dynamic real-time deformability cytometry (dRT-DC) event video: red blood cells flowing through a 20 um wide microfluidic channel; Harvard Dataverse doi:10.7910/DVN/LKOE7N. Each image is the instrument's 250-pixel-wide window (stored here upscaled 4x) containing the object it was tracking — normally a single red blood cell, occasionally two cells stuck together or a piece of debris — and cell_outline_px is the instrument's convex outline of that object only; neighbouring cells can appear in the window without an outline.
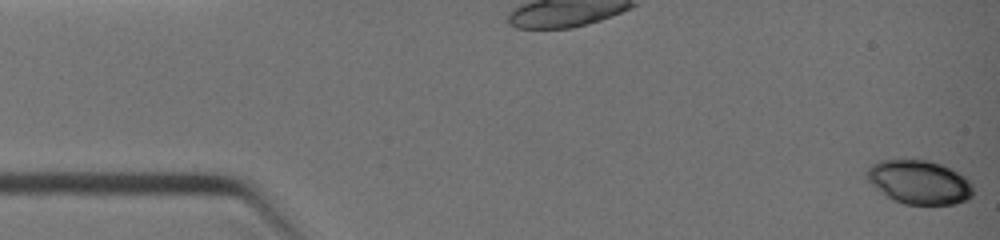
{"species": "common noctule bat (a hibernating species)", "species_latin": "Nyctalus noctula", "temperature_condition": "warm", "stored_images_in_passage": 10, "camera_frame_rate_fps": 3000, "um_per_image_px": 0.085, "animal": {"sex": "female", "body_mass_g": 19.0, "forearm_length_mm": 51.5}, "frame": {"image": 1, "passage_image": 1, "time_ms": 0.0, "image_size_px": [1000, 240], "cell_outline_px": [[972, 196], [968, 200], [956, 204], [904, 204], [888, 196], [872, 184], [868, 180], [868, 168], [872, 164], [880, 160], [928, 160], [940, 164], [964, 176], [972, 184]], "centroid_in_image_um": [78.17, 15.49], "position_along_channel_um": 6.8, "area_um2": 26.65}}
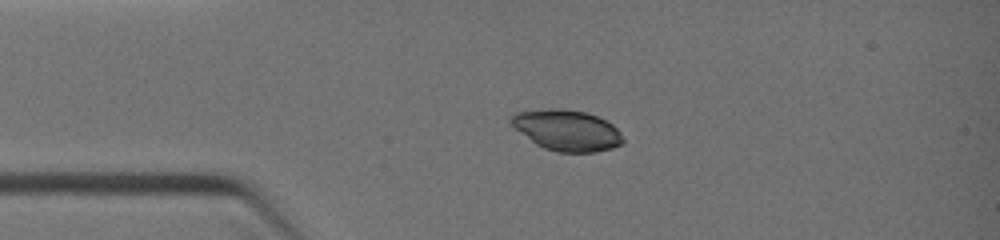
{"frame": {"image": 2, "passage_image": 7, "time_ms": 2.667, "image_size_px": [1000, 240], "cell_outline_px": [[624, 144], [612, 148], [596, 152], [560, 152], [544, 148], [536, 144], [516, 128], [508, 120], [516, 112], [552, 108], [564, 108], [588, 112], [612, 124], [620, 132], [624, 140]], "centroid_in_image_um": [48.22, 11.07], "position_along_channel_um": 36.8, "area_um2": 26.59}}
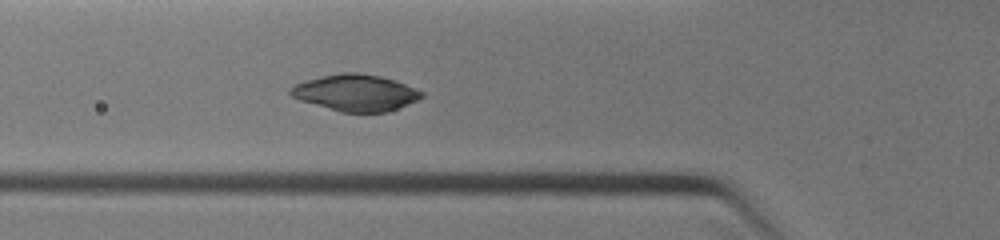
{"frame": {"image": 3, "passage_image": 10, "time_ms": 4.333, "image_size_px": [1000, 240], "cell_outline_px": [[424, 96], [416, 100], [396, 108], [384, 112], [340, 112], [300, 100], [292, 96], [288, 92], [288, 88], [296, 84], [308, 80], [340, 72], [356, 72], [380, 76], [404, 84], [424, 92]], "centroid_in_image_um": [30.19, 7.88], "position_along_channel_um": 95.6, "area_um2": 27.46}}